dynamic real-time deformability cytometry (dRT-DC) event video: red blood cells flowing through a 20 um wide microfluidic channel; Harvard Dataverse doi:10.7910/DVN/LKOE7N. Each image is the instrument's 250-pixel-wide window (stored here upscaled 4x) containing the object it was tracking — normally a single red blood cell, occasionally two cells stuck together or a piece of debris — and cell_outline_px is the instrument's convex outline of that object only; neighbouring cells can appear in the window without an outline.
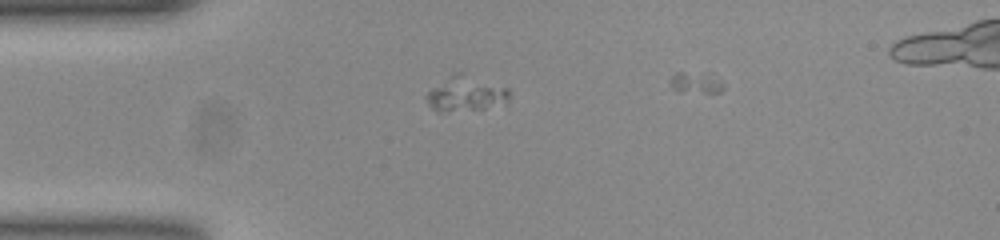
{"species": "common noctule bat (a hibernating species)", "species_latin": "Nyctalus noctula", "temperature_condition": "room temperature", "stored_images_in_passage": 3, "camera_frame_rate_fps": 3000, "um_per_image_px": 0.085, "animal": {"sex": "female", "body_mass_g": 23.0, "forearm_length_mm": 53.4}, "frame": {"image": 1, "passage_image": 2, "time_ms": 0.333, "image_size_px": [1000, 240], "cell_outline_px": [[508, 100], [484, 108], [448, 112], [436, 112], [428, 104], [424, 96], [432, 88], [444, 84], [448, 84], [508, 88]], "centroid_in_image_um": [39.47, 8.28], "position_along_channel_um": 45.5, "area_um2": 13.01}}